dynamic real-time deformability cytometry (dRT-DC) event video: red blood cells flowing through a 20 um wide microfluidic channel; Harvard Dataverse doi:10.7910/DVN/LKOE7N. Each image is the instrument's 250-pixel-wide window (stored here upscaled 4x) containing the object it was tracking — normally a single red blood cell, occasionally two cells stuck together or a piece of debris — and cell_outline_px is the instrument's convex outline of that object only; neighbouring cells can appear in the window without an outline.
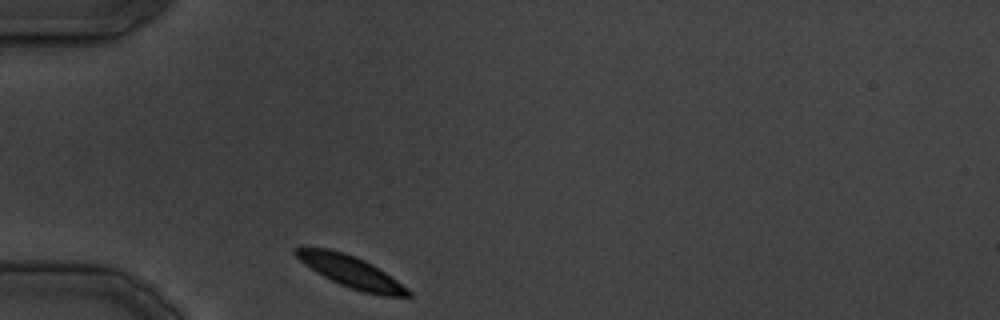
{"species": "common noctule bat (a hibernating species)", "species_latin": "Nyctalus noctula", "temperature_condition": "cold", "stored_images_in_passage": 17, "camera_frame_rate_fps": 3000, "um_per_image_px": 0.085, "animal": {"sex": "male", "body_mass_g": 19.5, "forearm_length_mm": 54.6}, "frame": {"image": 1, "passage_image": 1, "time_ms": 0.0, "image_size_px": [1000, 320], "cell_outline_px": [[412, 296], [380, 296], [348, 288], [324, 276], [304, 264], [292, 252], [296, 248], [328, 248], [344, 252], [356, 256], [372, 264], [408, 288], [412, 292]], "centroid_in_image_um": [29.86, 23.1], "position_along_channel_um": 55.1, "area_um2": 20.52}}
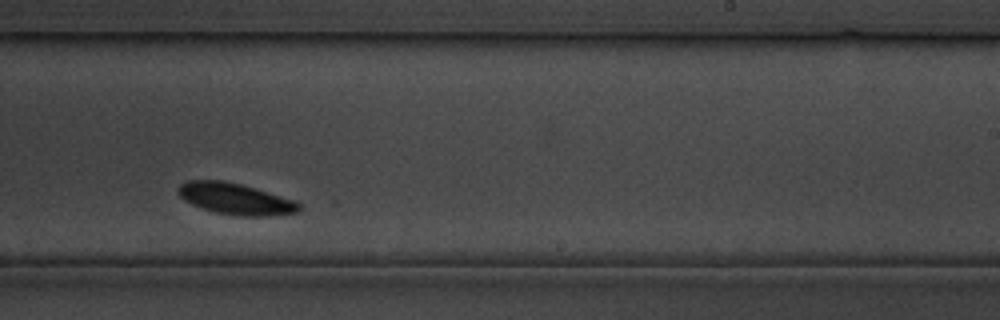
{"frame": {"image": 2, "passage_image": 15, "time_ms": 16.667, "image_size_px": [1000, 320], "cell_outline_px": [[300, 208], [296, 212], [272, 216], [240, 216], [216, 212], [192, 204], [184, 200], [176, 192], [176, 188], [180, 184], [188, 180], [224, 180], [240, 184], [292, 200], [300, 204]], "centroid_in_image_um": [19.94, 16.89], "position_along_channel_um": 269.1, "area_um2": 21.73}}